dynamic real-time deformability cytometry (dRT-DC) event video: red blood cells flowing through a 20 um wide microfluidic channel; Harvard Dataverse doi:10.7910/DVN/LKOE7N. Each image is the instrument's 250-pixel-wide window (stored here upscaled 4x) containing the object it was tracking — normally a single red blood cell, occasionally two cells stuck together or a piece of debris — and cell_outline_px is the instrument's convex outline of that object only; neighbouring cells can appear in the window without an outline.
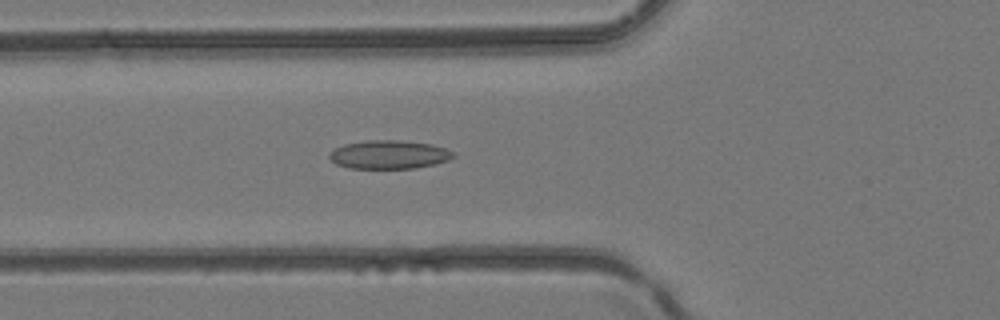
{"species": "common noctule bat (a hibernating species)", "species_latin": "Nyctalus noctula", "temperature_condition": "room temperature", "stored_images_in_passage": 30, "camera_frame_rate_fps": 3000, "um_per_image_px": 0.085, "animal": {"sex": "female", "body_mass_g": 24.6, "forearm_length_mm": 56.2}, "frame": {"image": 1, "passage_image": 4, "time_ms": 1.0, "image_size_px": [1000, 320], "cell_outline_px": [[456, 156], [448, 160], [436, 164], [416, 168], [348, 168], [336, 164], [328, 156], [328, 152], [344, 144], [368, 140], [400, 140], [432, 144], [456, 152]], "centroid_in_image_um": [33.09, 13.14], "position_along_channel_um": 92.7, "area_um2": 20.75}}
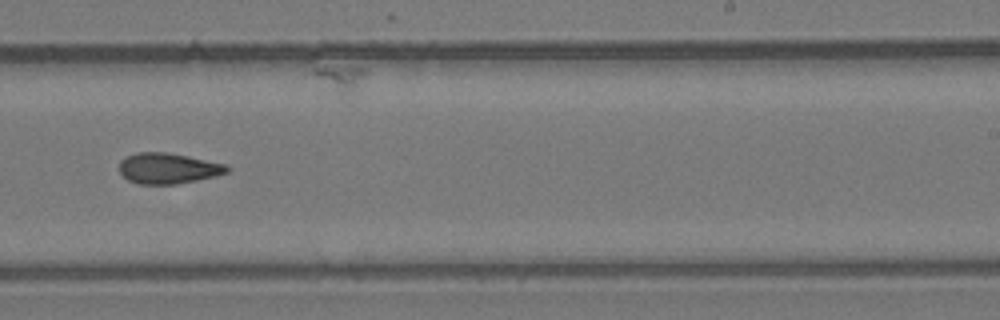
{"frame": {"image": 2, "passage_image": 15, "time_ms": 4.667, "image_size_px": [1000, 320], "cell_outline_px": [[232, 168], [228, 172], [216, 176], [176, 184], [140, 184], [128, 180], [120, 172], [120, 160], [136, 152], [168, 152], [188, 156], [224, 164]], "centroid_in_image_um": [14.3, 14.3], "position_along_channel_um": 274.7, "area_um2": 19.19}}
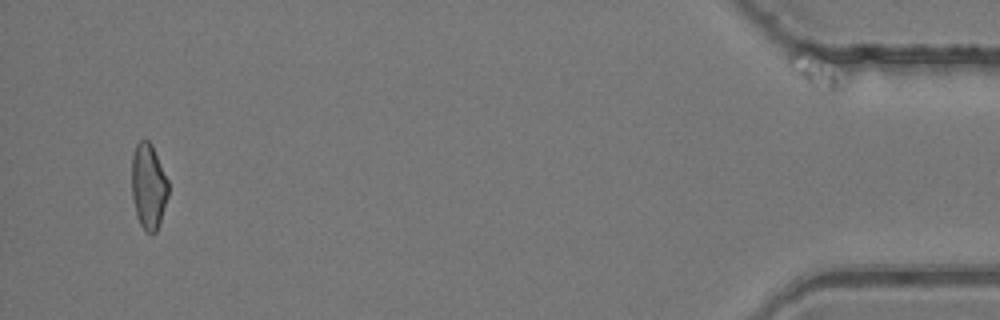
{"frame": {"image": 3, "passage_image": 29, "time_ms": 9.333, "image_size_px": [1000, 320], "cell_outline_px": [[168, 196], [160, 224], [156, 232], [152, 236], [144, 232], [136, 216], [132, 196], [132, 156], [136, 144], [140, 140], [148, 140], [152, 144], [168, 180]], "centroid_in_image_um": [12.62, 15.89], "position_along_channel_um": 422.6, "area_um2": 18.55}}